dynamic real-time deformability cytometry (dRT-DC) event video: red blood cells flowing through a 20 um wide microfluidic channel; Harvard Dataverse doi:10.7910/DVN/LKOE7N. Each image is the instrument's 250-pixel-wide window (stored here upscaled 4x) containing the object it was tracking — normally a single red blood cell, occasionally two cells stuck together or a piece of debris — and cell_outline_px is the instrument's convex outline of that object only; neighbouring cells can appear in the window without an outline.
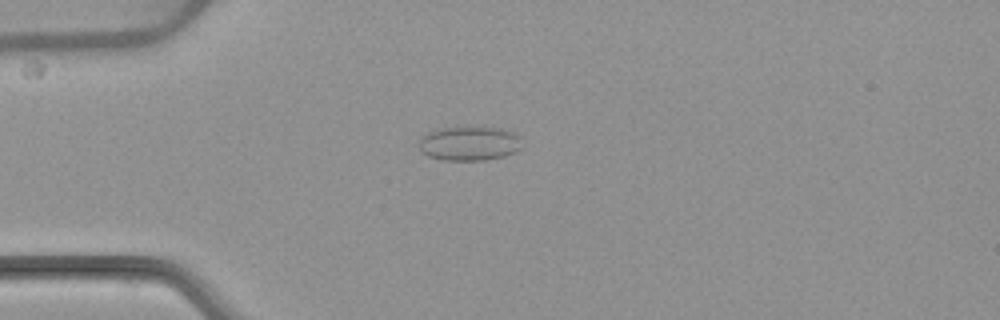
{"species": "common noctule bat (a hibernating species)", "species_latin": "Nyctalus noctula", "temperature_condition": "warm", "stored_images_in_passage": 7, "camera_frame_rate_fps": 3000, "um_per_image_px": 0.085, "animal": {"sex": "female", "body_mass_g": 22.7, "forearm_length_mm": 54.2}, "frame": {"image": 1, "passage_image": 3, "time_ms": 3.333, "image_size_px": [1000, 320], "cell_outline_px": [[524, 140], [520, 148], [516, 152], [504, 156], [484, 160], [444, 160], [428, 156], [420, 152], [420, 136], [436, 128], [500, 128], [516, 132]], "centroid_in_image_um": [39.92, 12.2], "position_along_channel_um": 45.1, "area_um2": 20.75}}
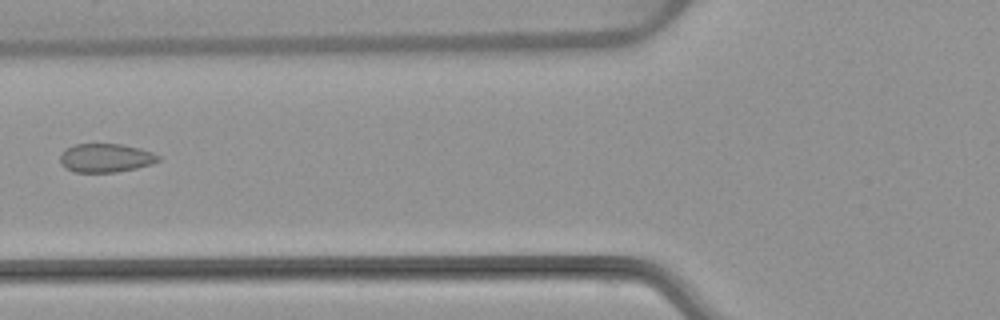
{"frame": {"image": 2, "passage_image": 5, "time_ms": 5.667, "image_size_px": [1000, 320], "cell_outline_px": [[160, 160], [152, 164], [136, 168], [116, 172], [72, 172], [64, 168], [60, 164], [60, 152], [76, 144], [120, 144], [140, 148], [152, 152], [160, 156]], "centroid_in_image_um": [8.96, 13.43], "position_along_channel_um": 116.8, "area_um2": 16.53}}